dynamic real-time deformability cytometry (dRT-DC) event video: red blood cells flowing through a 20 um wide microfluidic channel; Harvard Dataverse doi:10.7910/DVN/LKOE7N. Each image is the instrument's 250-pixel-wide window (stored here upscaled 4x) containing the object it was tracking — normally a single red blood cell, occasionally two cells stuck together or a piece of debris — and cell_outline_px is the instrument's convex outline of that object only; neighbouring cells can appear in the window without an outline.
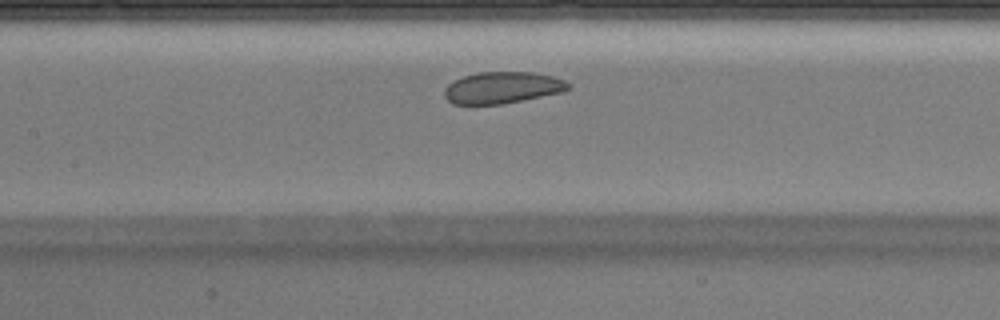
{"species": "Egyptian fruit bat (a non-hibernating species)", "species_latin": "Rousettus aegyptiacus", "temperature_condition": "warm", "stored_images_in_passage": 24, "camera_frame_rate_fps": 3000, "um_per_image_px": 0.085, "animal": {"sex": "male"}, "frame": {"image": 1, "passage_image": 8, "time_ms": 2.333, "image_size_px": [1000, 320], "cell_outline_px": [[568, 88], [560, 92], [500, 104], [452, 104], [444, 96], [444, 88], [448, 84], [464, 76], [480, 72], [532, 72], [552, 76], [564, 80], [568, 84]], "centroid_in_image_um": [42.64, 7.44], "position_along_channel_um": 164.8, "area_um2": 22.37}}